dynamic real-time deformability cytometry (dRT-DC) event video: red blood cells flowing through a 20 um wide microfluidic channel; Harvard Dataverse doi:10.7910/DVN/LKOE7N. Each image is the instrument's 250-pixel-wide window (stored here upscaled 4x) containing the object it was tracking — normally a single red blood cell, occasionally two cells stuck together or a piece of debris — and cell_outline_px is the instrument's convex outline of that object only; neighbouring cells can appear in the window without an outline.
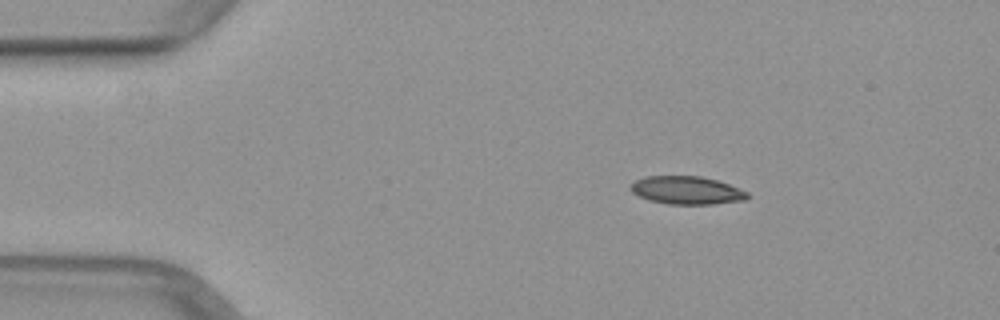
{"species": "common noctule bat (a hibernating species)", "species_latin": "Nyctalus noctula", "temperature_condition": "warm", "stored_images_in_passage": 50, "camera_frame_rate_fps": 3000, "um_per_image_px": 0.085, "animal": {"sex": "female", "body_mass_g": 29.2, "forearm_length_mm": 56.3}, "frame": {"image": 1, "passage_image": 8, "time_ms": 2.333, "image_size_px": [1000, 320], "cell_outline_px": [[748, 196], [744, 200], [712, 204], [668, 204], [648, 200], [632, 192], [628, 188], [632, 180], [644, 176], [700, 176], [716, 180], [728, 184], [748, 192]], "centroid_in_image_um": [58.29, 16.16], "position_along_channel_um": 26.7, "area_um2": 19.13}}
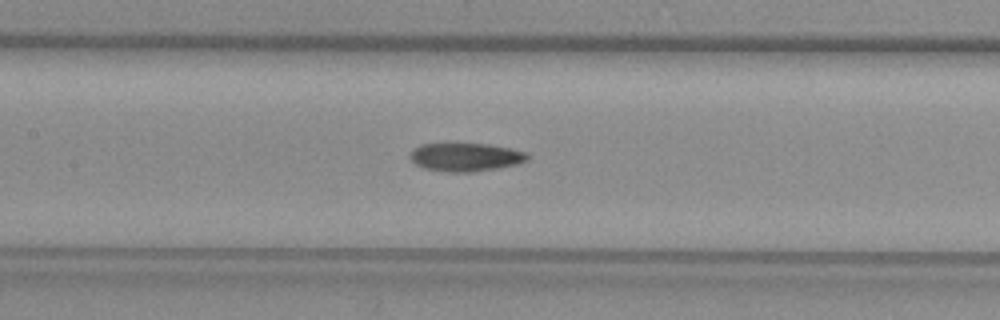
{"frame": {"image": 2, "passage_image": 23, "time_ms": 7.333, "image_size_px": [1000, 320], "cell_outline_px": [[532, 156], [528, 160], [520, 164], [472, 172], [448, 172], [424, 168], [416, 164], [412, 160], [412, 148], [420, 144], [488, 144], [512, 148], [528, 152]], "centroid_in_image_um": [39.66, 13.35], "position_along_channel_um": 167.7, "area_um2": 19.48}}
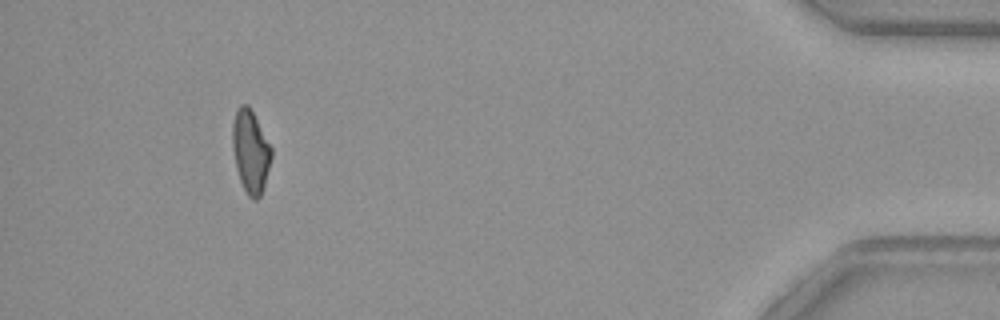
{"frame": {"image": 3, "passage_image": 46, "time_ms": 15.0, "image_size_px": [1000, 320], "cell_outline_px": [[272, 156], [264, 184], [260, 196], [256, 200], [252, 200], [248, 196], [240, 180], [236, 168], [232, 148], [232, 124], [236, 108], [240, 104], [248, 104], [272, 148]], "centroid_in_image_um": [21.28, 12.85], "position_along_channel_um": 413.9, "area_um2": 18.73}}